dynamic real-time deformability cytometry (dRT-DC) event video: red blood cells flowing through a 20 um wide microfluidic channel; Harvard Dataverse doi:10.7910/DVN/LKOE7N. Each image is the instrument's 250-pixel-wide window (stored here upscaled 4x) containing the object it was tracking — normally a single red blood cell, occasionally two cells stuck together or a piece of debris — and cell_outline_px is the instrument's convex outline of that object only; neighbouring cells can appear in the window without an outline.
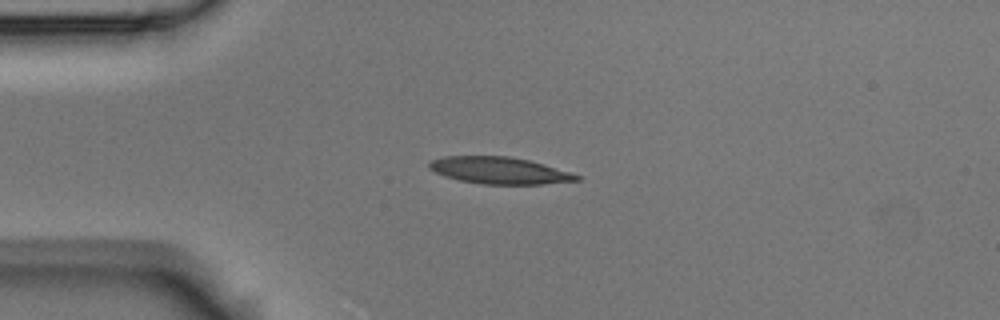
{"species": "Egyptian fruit bat (a non-hibernating species)", "species_latin": "Rousettus aegyptiacus", "temperature_condition": "room temperature", "stored_images_in_passage": 6, "camera_frame_rate_fps": 3000, "um_per_image_px": 0.085, "animal": {"sex": "male"}, "frame": {"image": 1, "passage_image": 3, "time_ms": 0.667, "image_size_px": [1000, 320], "cell_outline_px": [[580, 180], [540, 184], [484, 184], [460, 180], [444, 176], [428, 168], [428, 164], [432, 160], [444, 156], [512, 156], [544, 164], [580, 176]], "centroid_in_image_um": [42.41, 14.48], "position_along_channel_um": 42.6, "area_um2": 22.83}}
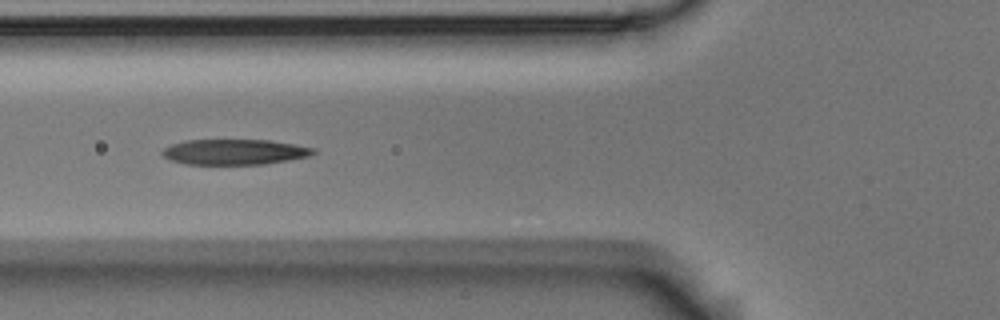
{"frame": {"image": 2, "passage_image": 5, "time_ms": 1.333, "image_size_px": [1000, 320], "cell_outline_px": [[316, 152], [308, 156], [288, 160], [264, 164], [188, 164], [172, 160], [164, 156], [160, 152], [164, 148], [172, 144], [184, 140], [268, 140], [316, 148]], "centroid_in_image_um": [19.93, 12.91], "position_along_channel_um": 105.9, "area_um2": 22.2}}
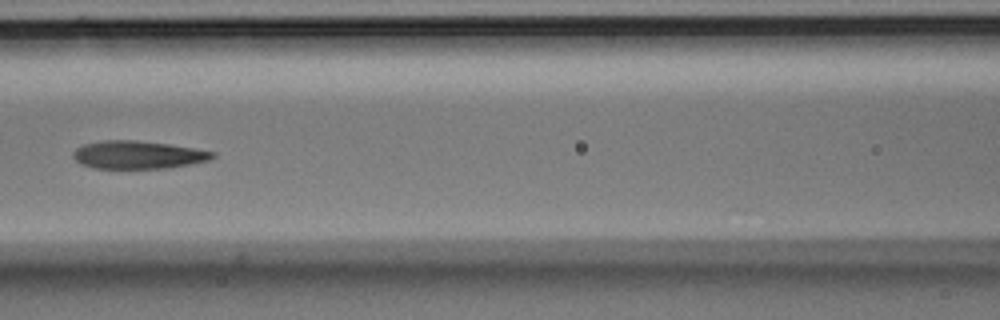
{"frame": {"image": 3, "passage_image": 6, "time_ms": 1.667, "image_size_px": [1000, 320], "cell_outline_px": [[216, 156], [208, 160], [168, 168], [92, 168], [80, 164], [72, 156], [72, 152], [76, 148], [84, 144], [104, 140], [136, 140], [168, 144], [216, 152]], "centroid_in_image_um": [11.68, 13.16], "position_along_channel_um": 154.9, "area_um2": 22.6}}